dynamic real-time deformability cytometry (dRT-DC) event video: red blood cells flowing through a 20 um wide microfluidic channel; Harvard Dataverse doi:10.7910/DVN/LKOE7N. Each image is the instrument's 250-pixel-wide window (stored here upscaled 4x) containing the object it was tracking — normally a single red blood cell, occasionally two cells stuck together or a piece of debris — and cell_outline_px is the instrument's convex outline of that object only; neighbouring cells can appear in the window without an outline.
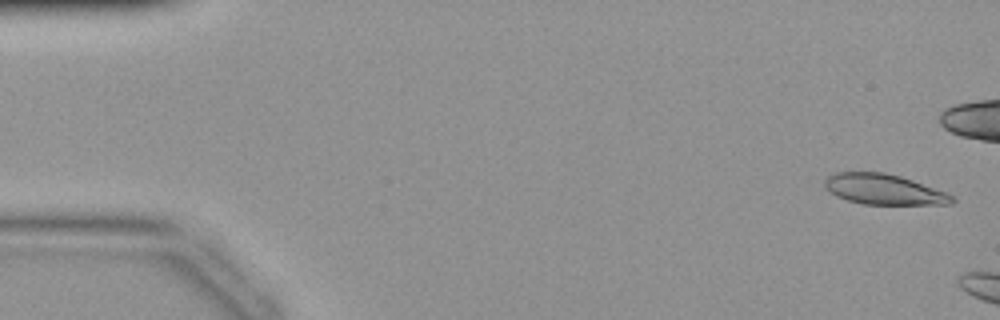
{"species": "common noctule bat (a hibernating species)", "species_latin": "Nyctalus noctula", "temperature_condition": "warm", "stored_images_in_passage": 5, "camera_frame_rate_fps": 3000, "um_per_image_px": 0.085, "animal": {"sex": "female", "body_mass_g": 19.9}, "frame": {"image": 1, "passage_image": 1, "time_ms": 0.0, "image_size_px": [1000, 320], "cell_outline_px": [[956, 200], [952, 204], [864, 204], [848, 200], [836, 196], [828, 192], [824, 188], [824, 180], [828, 176], [836, 172], [884, 172], [900, 176], [948, 192], [956, 196]], "centroid_in_image_um": [75.14, 16.09], "position_along_channel_um": 9.9, "area_um2": 22.77}}